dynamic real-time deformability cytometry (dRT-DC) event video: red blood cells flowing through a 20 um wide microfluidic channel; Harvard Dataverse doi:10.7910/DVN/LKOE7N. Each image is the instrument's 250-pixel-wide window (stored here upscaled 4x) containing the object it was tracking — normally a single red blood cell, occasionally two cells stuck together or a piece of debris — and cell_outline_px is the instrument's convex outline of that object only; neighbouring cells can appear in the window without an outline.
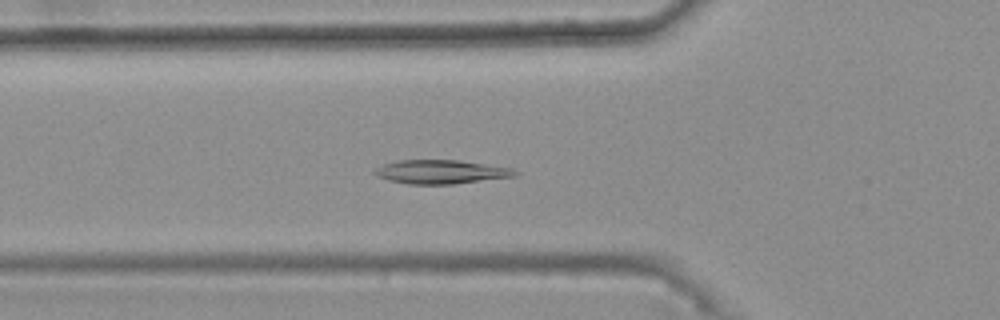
{"species": "common noctule bat (a hibernating species)", "species_latin": "Nyctalus noctula", "temperature_condition": "warm", "stored_images_in_passage": 35, "camera_frame_rate_fps": 3000, "um_per_image_px": 0.085, "animal": {"sex": "female", "body_mass_g": 25.1}, "frame": {"image": 1, "passage_image": 8, "time_ms": 2.333, "image_size_px": [1000, 320], "cell_outline_px": [[520, 172], [516, 176], [452, 184], [408, 184], [388, 180], [376, 176], [372, 172], [376, 168], [384, 164], [400, 160], [456, 160], [512, 168]], "centroid_in_image_um": [37.46, 14.61], "position_along_channel_um": 88.3, "area_um2": 19.36}}
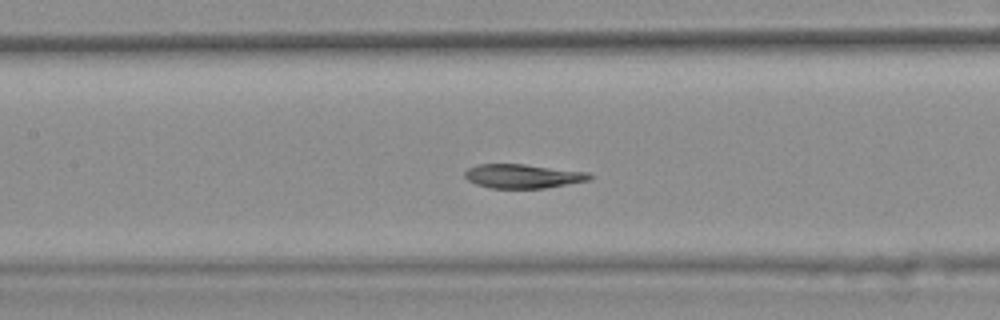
{"frame": {"image": 2, "passage_image": 14, "time_ms": 4.333, "image_size_px": [1000, 320], "cell_outline_px": [[596, 176], [592, 180], [544, 188], [488, 188], [476, 184], [468, 180], [464, 176], [464, 172], [468, 168], [476, 164], [524, 164], [588, 172]], "centroid_in_image_um": [44.47, 14.97], "position_along_channel_um": 162.9, "area_um2": 17.69}}
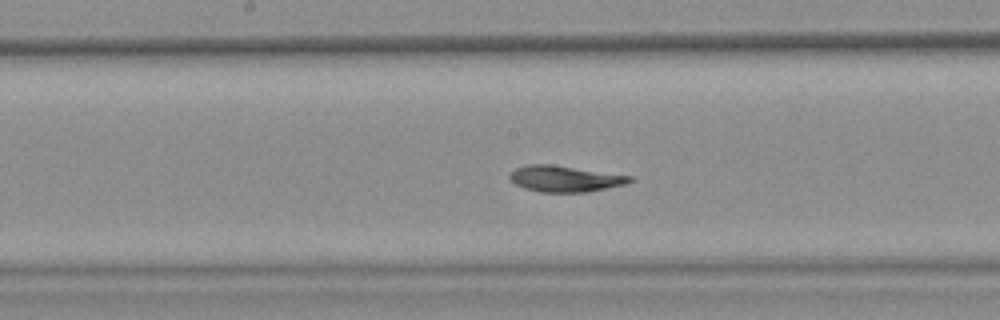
{"frame": {"image": 3, "passage_image": 17, "time_ms": 5.333, "image_size_px": [1000, 320], "cell_outline_px": [[636, 180], [628, 184], [588, 192], [540, 192], [524, 188], [516, 184], [508, 176], [516, 168], [528, 164], [548, 164], [632, 176]], "centroid_in_image_um": [48.07, 15.2], "position_along_channel_um": 200.1, "area_um2": 18.21}, "authors_computed_cell_mechanics": {"area_um2": 18.3804, "velocity_mm_per_s": 3.7275, "shape_relaxation_time_tau1_ms": null, "shape_relaxation_time_tau2_ms": 2.3758, "deformation_change_tau1": null, "deformation_change_tau2": 0.0728}}